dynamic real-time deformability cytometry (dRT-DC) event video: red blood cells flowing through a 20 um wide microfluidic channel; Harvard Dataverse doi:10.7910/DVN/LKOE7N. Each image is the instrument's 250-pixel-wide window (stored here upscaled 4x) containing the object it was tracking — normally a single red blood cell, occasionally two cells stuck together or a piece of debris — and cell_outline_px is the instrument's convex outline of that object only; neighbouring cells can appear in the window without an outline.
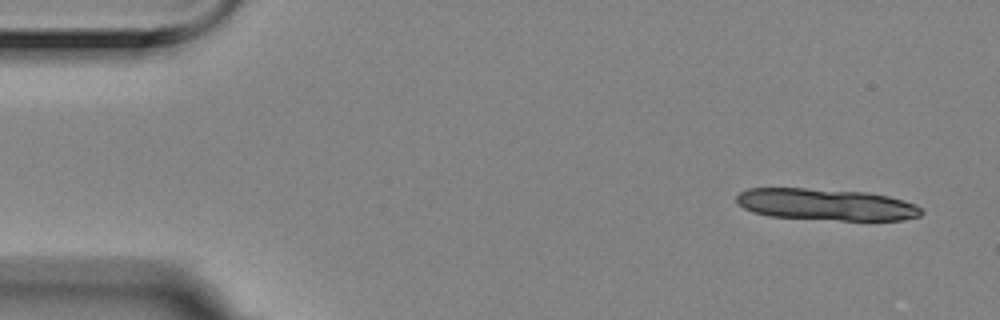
{"species": "Egyptian fruit bat (a non-hibernating species)", "species_latin": "Rousettus aegyptiacus", "temperature_condition": "room temperature", "stored_images_in_passage": 5, "segment_of_instrument_passage": [1, 2], "camera_frame_rate_fps": 3000, "um_per_image_px": 0.085, "animal": {"sex": "female"}, "frame": {"image": 1, "passage_image": 1, "time_ms": 0.0, "image_size_px": [1000, 320], "cell_outline_px": [[924, 212], [920, 216], [904, 220], [840, 220], [768, 216], [752, 212], [736, 204], [736, 196], [740, 192], [748, 188], [804, 188], [868, 192], [888, 196], [916, 204]], "centroid_in_image_um": [70.2, 17.38], "position_along_channel_um": 14.8, "area_um2": 34.28}}